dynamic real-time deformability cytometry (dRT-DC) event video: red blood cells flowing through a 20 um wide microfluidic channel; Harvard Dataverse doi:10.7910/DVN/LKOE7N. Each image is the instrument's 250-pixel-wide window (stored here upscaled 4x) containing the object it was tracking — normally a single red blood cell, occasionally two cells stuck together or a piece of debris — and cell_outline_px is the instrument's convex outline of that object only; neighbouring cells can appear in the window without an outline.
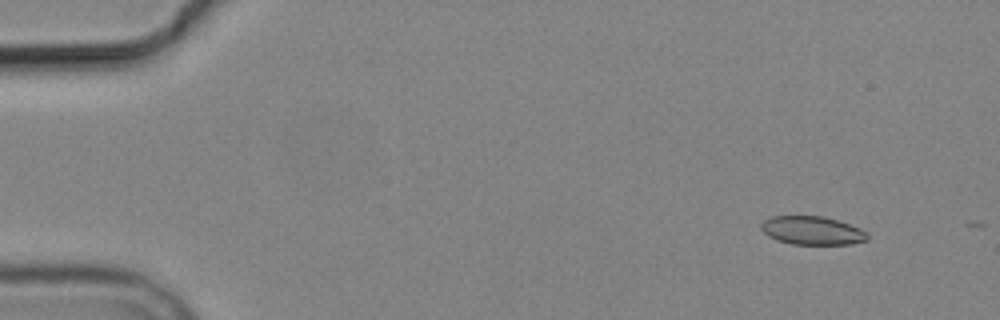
{"species": "common noctule bat (a hibernating species)", "species_latin": "Nyctalus noctula", "temperature_condition": "cold", "stored_images_in_passage": 6, "camera_frame_rate_fps": 3000, "um_per_image_px": 0.085, "animal": {"sex": "male", "body_mass_g": 19.2, "forearm_length_mm": 51.8}, "frame": {"image": 1, "passage_image": 2, "time_ms": 1.0, "image_size_px": [1000, 320], "cell_outline_px": [[868, 240], [852, 244], [792, 244], [776, 240], [768, 236], [760, 228], [760, 224], [764, 220], [772, 216], [824, 216], [860, 228], [868, 232]], "centroid_in_image_um": [69.03, 19.6], "position_along_channel_um": 16.0, "area_um2": 17.69}}